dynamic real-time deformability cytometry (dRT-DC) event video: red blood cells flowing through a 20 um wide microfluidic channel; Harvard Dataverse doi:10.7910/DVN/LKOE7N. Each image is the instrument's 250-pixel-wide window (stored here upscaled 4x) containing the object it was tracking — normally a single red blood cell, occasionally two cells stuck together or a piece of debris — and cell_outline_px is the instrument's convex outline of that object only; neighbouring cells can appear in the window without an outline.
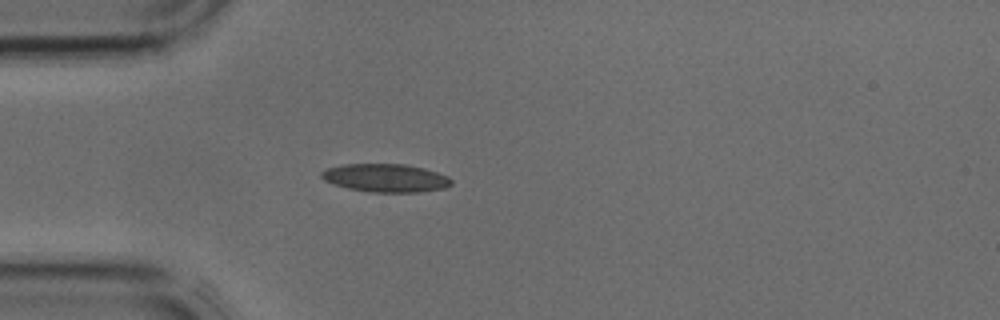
{"species": "common noctule bat (a hibernating species)", "species_latin": "Nyctalus noctula", "temperature_condition": "cold", "stored_images_in_passage": 2, "camera_frame_rate_fps": 3000, "um_per_image_px": 0.085, "animal": {"sex": "male", "body_mass_g": 17.9, "forearm_length_mm": 54.2}, "frame": {"image": 1, "passage_image": 2, "time_ms": 0.333, "image_size_px": [1000, 320], "cell_outline_px": [[452, 184], [444, 188], [420, 192], [368, 192], [348, 188], [324, 180], [320, 176], [320, 172], [328, 168], [344, 164], [404, 164], [424, 168], [448, 176], [452, 180]], "centroid_in_image_um": [32.79, 15.12], "position_along_channel_um": 52.2, "area_um2": 21.27}}